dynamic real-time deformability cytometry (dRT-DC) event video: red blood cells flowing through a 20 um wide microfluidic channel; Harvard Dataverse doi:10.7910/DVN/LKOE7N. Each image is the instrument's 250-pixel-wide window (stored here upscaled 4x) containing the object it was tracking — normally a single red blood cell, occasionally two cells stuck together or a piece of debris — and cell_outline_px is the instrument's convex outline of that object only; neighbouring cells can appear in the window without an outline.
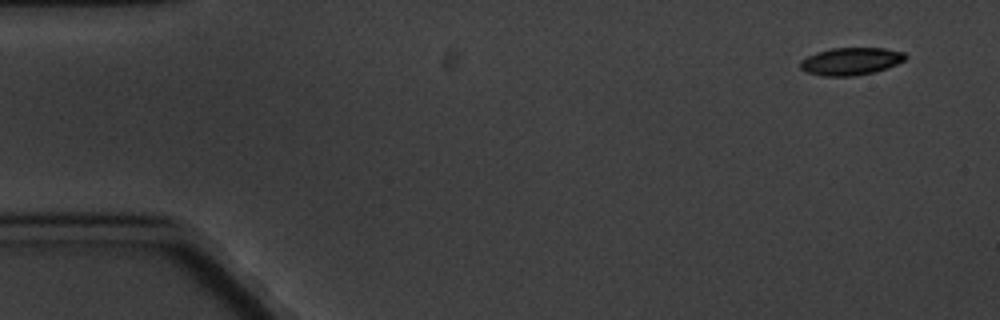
{"species": "common noctule bat (a hibernating species)", "species_latin": "Nyctalus noctula", "temperature_condition": "cold", "stored_images_in_passage": 6, "camera_frame_rate_fps": 3000, "um_per_image_px": 0.085, "animal": {"sex": "male", "body_mass_g": 20.1, "forearm_length_mm": 53.5}, "frame": {"image": 1, "passage_image": 1, "time_ms": 0.0, "image_size_px": [1000, 320], "cell_outline_px": [[908, 56], [904, 60], [888, 68], [872, 72], [852, 76], [820, 76], [808, 72], [800, 68], [800, 60], [816, 52], [832, 48], [884, 48], [904, 52]], "centroid_in_image_um": [72.32, 5.2], "position_along_channel_um": 12.7, "area_um2": 16.82}}